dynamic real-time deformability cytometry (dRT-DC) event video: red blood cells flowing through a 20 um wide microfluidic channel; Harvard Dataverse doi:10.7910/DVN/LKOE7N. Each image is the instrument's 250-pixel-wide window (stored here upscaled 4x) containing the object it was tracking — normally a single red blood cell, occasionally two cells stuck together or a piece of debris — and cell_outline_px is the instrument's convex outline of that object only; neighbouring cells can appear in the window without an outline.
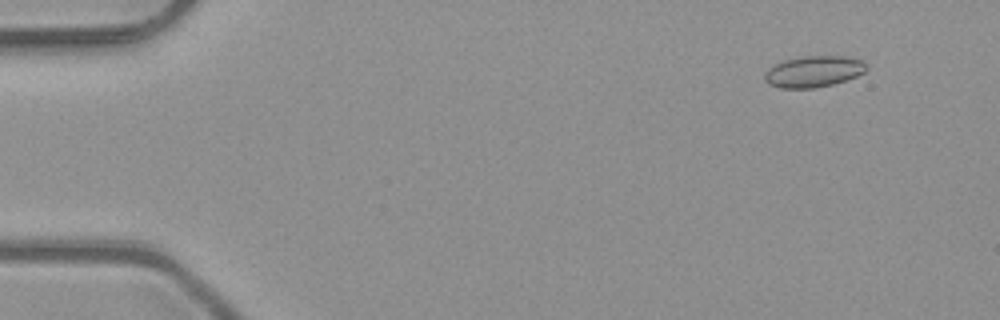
{"species": "common noctule bat (a hibernating species)", "species_latin": "Nyctalus noctula", "temperature_condition": "room temperature", "stored_images_in_passage": 6, "camera_frame_rate_fps": 3000, "um_per_image_px": 0.085, "animal": {"sex": "male", "body_mass_g": 23.1, "forearm_length_mm": 52.7}, "frame": {"image": 1, "passage_image": 2, "time_ms": 0.333, "image_size_px": [1000, 320], "cell_outline_px": [[868, 68], [864, 72], [856, 76], [832, 84], [816, 88], [780, 88], [768, 84], [764, 80], [764, 72], [772, 64], [784, 60], [804, 56], [840, 56], [864, 60], [868, 64]], "centroid_in_image_um": [69.13, 6.07], "position_along_channel_um": 15.9, "area_um2": 18.73}}
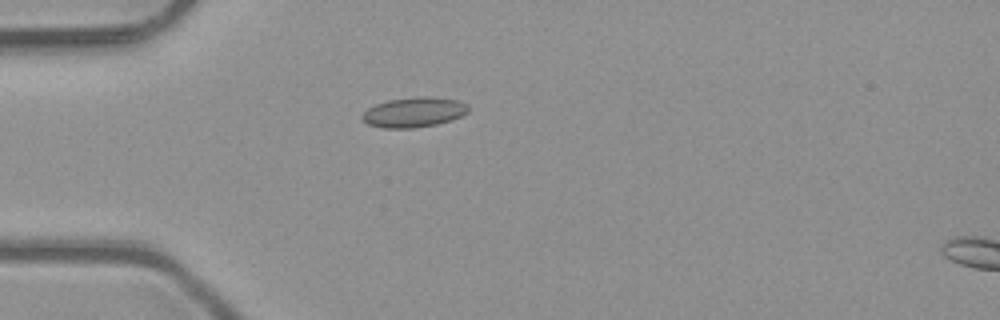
{"frame": {"image": 2, "passage_image": 5, "time_ms": 1.333, "image_size_px": [1000, 320], "cell_outline_px": [[468, 112], [452, 120], [436, 124], [416, 128], [384, 128], [368, 124], [360, 116], [368, 108], [376, 104], [388, 100], [420, 96], [428, 96], [456, 100], [468, 104]], "centroid_in_image_um": [35.18, 9.54], "position_along_channel_um": 49.8, "area_um2": 18.5}}